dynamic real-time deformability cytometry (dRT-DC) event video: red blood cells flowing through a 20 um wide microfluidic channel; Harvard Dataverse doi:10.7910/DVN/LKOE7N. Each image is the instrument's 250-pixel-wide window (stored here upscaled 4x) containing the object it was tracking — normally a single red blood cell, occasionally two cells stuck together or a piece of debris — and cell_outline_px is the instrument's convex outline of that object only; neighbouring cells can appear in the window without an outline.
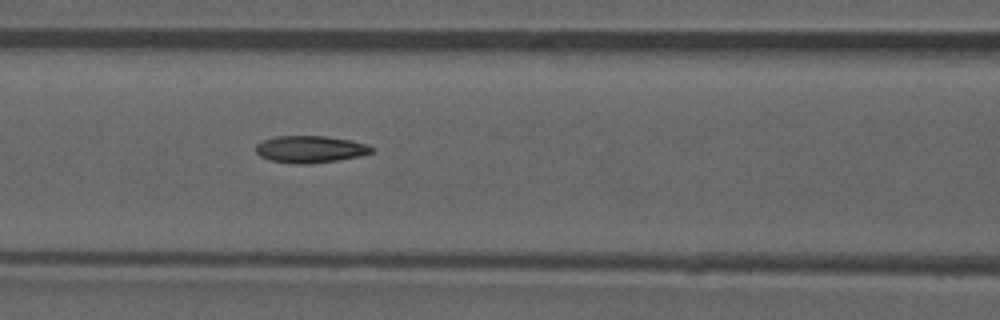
{"species": "common noctule bat (a hibernating species)", "species_latin": "Nyctalus noctula", "temperature_condition": "room temperature", "stored_images_in_passage": 36, "camera_frame_rate_fps": 3000, "um_per_image_px": 0.085, "animal": {"sex": "male", "forearm_length_mm": 52.5}, "frame": {"image": 1, "passage_image": 6, "time_ms": 1.667, "image_size_px": [1000, 320], "cell_outline_px": [[376, 148], [372, 152], [360, 156], [336, 160], [308, 164], [296, 164], [272, 160], [260, 156], [256, 152], [256, 144], [264, 140], [276, 136], [324, 136], [352, 140]], "centroid_in_image_um": [26.38, 12.68], "position_along_channel_um": 140.2, "area_um2": 18.09}}